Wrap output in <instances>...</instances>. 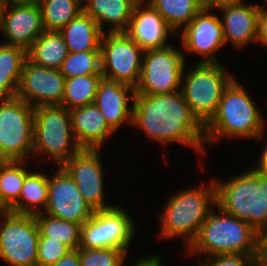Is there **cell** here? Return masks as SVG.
<instances>
[{"label":"cell","instance_id":"27","mask_svg":"<svg viewBox=\"0 0 267 266\" xmlns=\"http://www.w3.org/2000/svg\"><path fill=\"white\" fill-rule=\"evenodd\" d=\"M43 214V212L35 214L39 237L59 241L70 250H77L80 247V224Z\"/></svg>","mask_w":267,"mask_h":266},{"label":"cell","instance_id":"26","mask_svg":"<svg viewBox=\"0 0 267 266\" xmlns=\"http://www.w3.org/2000/svg\"><path fill=\"white\" fill-rule=\"evenodd\" d=\"M47 203L48 176L30 171L24 179L18 201L8 211L15 214L35 215L40 213L41 208L43 210L41 212H44Z\"/></svg>","mask_w":267,"mask_h":266},{"label":"cell","instance_id":"3","mask_svg":"<svg viewBox=\"0 0 267 266\" xmlns=\"http://www.w3.org/2000/svg\"><path fill=\"white\" fill-rule=\"evenodd\" d=\"M216 204L257 232L267 227V173L251 169L229 181L215 180Z\"/></svg>","mask_w":267,"mask_h":266},{"label":"cell","instance_id":"29","mask_svg":"<svg viewBox=\"0 0 267 266\" xmlns=\"http://www.w3.org/2000/svg\"><path fill=\"white\" fill-rule=\"evenodd\" d=\"M24 161L0 162V209L8 211L19 199L26 175Z\"/></svg>","mask_w":267,"mask_h":266},{"label":"cell","instance_id":"33","mask_svg":"<svg viewBox=\"0 0 267 266\" xmlns=\"http://www.w3.org/2000/svg\"><path fill=\"white\" fill-rule=\"evenodd\" d=\"M81 266H124L126 251L116 248H78Z\"/></svg>","mask_w":267,"mask_h":266},{"label":"cell","instance_id":"5","mask_svg":"<svg viewBox=\"0 0 267 266\" xmlns=\"http://www.w3.org/2000/svg\"><path fill=\"white\" fill-rule=\"evenodd\" d=\"M211 182L207 187L184 189L171 196L160 215V237L182 236L186 240V247H189L212 211L213 205H217L215 182Z\"/></svg>","mask_w":267,"mask_h":266},{"label":"cell","instance_id":"28","mask_svg":"<svg viewBox=\"0 0 267 266\" xmlns=\"http://www.w3.org/2000/svg\"><path fill=\"white\" fill-rule=\"evenodd\" d=\"M168 25L177 31L185 27L204 8L202 0H147ZM179 27V28H178Z\"/></svg>","mask_w":267,"mask_h":266},{"label":"cell","instance_id":"44","mask_svg":"<svg viewBox=\"0 0 267 266\" xmlns=\"http://www.w3.org/2000/svg\"><path fill=\"white\" fill-rule=\"evenodd\" d=\"M257 266H267V261H256Z\"/></svg>","mask_w":267,"mask_h":266},{"label":"cell","instance_id":"6","mask_svg":"<svg viewBox=\"0 0 267 266\" xmlns=\"http://www.w3.org/2000/svg\"><path fill=\"white\" fill-rule=\"evenodd\" d=\"M185 73L184 67L180 91L191 113L205 126L216 114L224 89L234 78L219 62H198Z\"/></svg>","mask_w":267,"mask_h":266},{"label":"cell","instance_id":"25","mask_svg":"<svg viewBox=\"0 0 267 266\" xmlns=\"http://www.w3.org/2000/svg\"><path fill=\"white\" fill-rule=\"evenodd\" d=\"M68 49L59 31H44L27 51V58L39 66L60 69Z\"/></svg>","mask_w":267,"mask_h":266},{"label":"cell","instance_id":"38","mask_svg":"<svg viewBox=\"0 0 267 266\" xmlns=\"http://www.w3.org/2000/svg\"><path fill=\"white\" fill-rule=\"evenodd\" d=\"M53 266H81L79 252L77 250H71Z\"/></svg>","mask_w":267,"mask_h":266},{"label":"cell","instance_id":"37","mask_svg":"<svg viewBox=\"0 0 267 266\" xmlns=\"http://www.w3.org/2000/svg\"><path fill=\"white\" fill-rule=\"evenodd\" d=\"M256 261H267V227L258 231Z\"/></svg>","mask_w":267,"mask_h":266},{"label":"cell","instance_id":"31","mask_svg":"<svg viewBox=\"0 0 267 266\" xmlns=\"http://www.w3.org/2000/svg\"><path fill=\"white\" fill-rule=\"evenodd\" d=\"M102 74L66 78L62 106L71 109L94 103Z\"/></svg>","mask_w":267,"mask_h":266},{"label":"cell","instance_id":"9","mask_svg":"<svg viewBox=\"0 0 267 266\" xmlns=\"http://www.w3.org/2000/svg\"><path fill=\"white\" fill-rule=\"evenodd\" d=\"M185 64V55L173 45L145 50L135 94L157 95L180 91Z\"/></svg>","mask_w":267,"mask_h":266},{"label":"cell","instance_id":"41","mask_svg":"<svg viewBox=\"0 0 267 266\" xmlns=\"http://www.w3.org/2000/svg\"><path fill=\"white\" fill-rule=\"evenodd\" d=\"M41 0H4L6 6L38 5Z\"/></svg>","mask_w":267,"mask_h":266},{"label":"cell","instance_id":"15","mask_svg":"<svg viewBox=\"0 0 267 266\" xmlns=\"http://www.w3.org/2000/svg\"><path fill=\"white\" fill-rule=\"evenodd\" d=\"M99 149L81 148L62 167L76 183L85 202L94 210H107L105 205L103 168Z\"/></svg>","mask_w":267,"mask_h":266},{"label":"cell","instance_id":"7","mask_svg":"<svg viewBox=\"0 0 267 266\" xmlns=\"http://www.w3.org/2000/svg\"><path fill=\"white\" fill-rule=\"evenodd\" d=\"M80 149L67 108L62 105L34 108L33 153L43 152L61 167Z\"/></svg>","mask_w":267,"mask_h":266},{"label":"cell","instance_id":"30","mask_svg":"<svg viewBox=\"0 0 267 266\" xmlns=\"http://www.w3.org/2000/svg\"><path fill=\"white\" fill-rule=\"evenodd\" d=\"M83 0H41L43 28L60 31L83 11Z\"/></svg>","mask_w":267,"mask_h":266},{"label":"cell","instance_id":"10","mask_svg":"<svg viewBox=\"0 0 267 266\" xmlns=\"http://www.w3.org/2000/svg\"><path fill=\"white\" fill-rule=\"evenodd\" d=\"M0 220V259L8 266H37L39 229L35 215L3 211Z\"/></svg>","mask_w":267,"mask_h":266},{"label":"cell","instance_id":"18","mask_svg":"<svg viewBox=\"0 0 267 266\" xmlns=\"http://www.w3.org/2000/svg\"><path fill=\"white\" fill-rule=\"evenodd\" d=\"M6 6L0 30L5 44L23 48L26 52L32 43L45 31L40 5Z\"/></svg>","mask_w":267,"mask_h":266},{"label":"cell","instance_id":"35","mask_svg":"<svg viewBox=\"0 0 267 266\" xmlns=\"http://www.w3.org/2000/svg\"><path fill=\"white\" fill-rule=\"evenodd\" d=\"M207 260L212 266H257L256 255L221 254Z\"/></svg>","mask_w":267,"mask_h":266},{"label":"cell","instance_id":"14","mask_svg":"<svg viewBox=\"0 0 267 266\" xmlns=\"http://www.w3.org/2000/svg\"><path fill=\"white\" fill-rule=\"evenodd\" d=\"M43 213L82 226L92 217L94 210L85 202L76 183L61 166L52 177H48V203Z\"/></svg>","mask_w":267,"mask_h":266},{"label":"cell","instance_id":"13","mask_svg":"<svg viewBox=\"0 0 267 266\" xmlns=\"http://www.w3.org/2000/svg\"><path fill=\"white\" fill-rule=\"evenodd\" d=\"M65 80L59 69L39 66L27 58L23 64L16 97L34 108L43 105H61Z\"/></svg>","mask_w":267,"mask_h":266},{"label":"cell","instance_id":"24","mask_svg":"<svg viewBox=\"0 0 267 266\" xmlns=\"http://www.w3.org/2000/svg\"><path fill=\"white\" fill-rule=\"evenodd\" d=\"M26 59L23 48L0 43V99L16 97Z\"/></svg>","mask_w":267,"mask_h":266},{"label":"cell","instance_id":"34","mask_svg":"<svg viewBox=\"0 0 267 266\" xmlns=\"http://www.w3.org/2000/svg\"><path fill=\"white\" fill-rule=\"evenodd\" d=\"M71 250L59 241L39 237L37 247V266H53Z\"/></svg>","mask_w":267,"mask_h":266},{"label":"cell","instance_id":"36","mask_svg":"<svg viewBox=\"0 0 267 266\" xmlns=\"http://www.w3.org/2000/svg\"><path fill=\"white\" fill-rule=\"evenodd\" d=\"M267 46V9L260 6L258 16V35L256 42Z\"/></svg>","mask_w":267,"mask_h":266},{"label":"cell","instance_id":"43","mask_svg":"<svg viewBox=\"0 0 267 266\" xmlns=\"http://www.w3.org/2000/svg\"><path fill=\"white\" fill-rule=\"evenodd\" d=\"M5 7H6V5H5L4 0H0V26L2 23V18L4 16Z\"/></svg>","mask_w":267,"mask_h":266},{"label":"cell","instance_id":"17","mask_svg":"<svg viewBox=\"0 0 267 266\" xmlns=\"http://www.w3.org/2000/svg\"><path fill=\"white\" fill-rule=\"evenodd\" d=\"M134 98V87L101 75L94 103L111 129L117 131L124 123L132 124ZM129 99H132L131 106Z\"/></svg>","mask_w":267,"mask_h":266},{"label":"cell","instance_id":"16","mask_svg":"<svg viewBox=\"0 0 267 266\" xmlns=\"http://www.w3.org/2000/svg\"><path fill=\"white\" fill-rule=\"evenodd\" d=\"M181 33L183 49L202 56L199 62L218 63L216 52L226 43L221 20L211 9L203 8Z\"/></svg>","mask_w":267,"mask_h":266},{"label":"cell","instance_id":"23","mask_svg":"<svg viewBox=\"0 0 267 266\" xmlns=\"http://www.w3.org/2000/svg\"><path fill=\"white\" fill-rule=\"evenodd\" d=\"M68 52L100 51L103 31L84 11L59 31Z\"/></svg>","mask_w":267,"mask_h":266},{"label":"cell","instance_id":"32","mask_svg":"<svg viewBox=\"0 0 267 266\" xmlns=\"http://www.w3.org/2000/svg\"><path fill=\"white\" fill-rule=\"evenodd\" d=\"M59 70L65 78L101 74L100 51L69 52Z\"/></svg>","mask_w":267,"mask_h":266},{"label":"cell","instance_id":"40","mask_svg":"<svg viewBox=\"0 0 267 266\" xmlns=\"http://www.w3.org/2000/svg\"><path fill=\"white\" fill-rule=\"evenodd\" d=\"M160 256L158 257L156 256H148V257H144V258H140L137 262L135 266H162L161 262H160Z\"/></svg>","mask_w":267,"mask_h":266},{"label":"cell","instance_id":"39","mask_svg":"<svg viewBox=\"0 0 267 266\" xmlns=\"http://www.w3.org/2000/svg\"><path fill=\"white\" fill-rule=\"evenodd\" d=\"M243 0H202L204 8L213 9L214 7L219 8L223 5L237 4Z\"/></svg>","mask_w":267,"mask_h":266},{"label":"cell","instance_id":"20","mask_svg":"<svg viewBox=\"0 0 267 266\" xmlns=\"http://www.w3.org/2000/svg\"><path fill=\"white\" fill-rule=\"evenodd\" d=\"M243 2L217 8L223 12L220 20L225 43L229 41L236 48H243L254 40L256 41L258 35L260 5H247Z\"/></svg>","mask_w":267,"mask_h":266},{"label":"cell","instance_id":"4","mask_svg":"<svg viewBox=\"0 0 267 266\" xmlns=\"http://www.w3.org/2000/svg\"><path fill=\"white\" fill-rule=\"evenodd\" d=\"M218 214L211 211L201 225L197 237L187 249L189 254L208 256L221 254L257 255L258 232L242 221L219 208Z\"/></svg>","mask_w":267,"mask_h":266},{"label":"cell","instance_id":"8","mask_svg":"<svg viewBox=\"0 0 267 266\" xmlns=\"http://www.w3.org/2000/svg\"><path fill=\"white\" fill-rule=\"evenodd\" d=\"M34 107L17 97L0 99V160L24 161L33 152Z\"/></svg>","mask_w":267,"mask_h":266},{"label":"cell","instance_id":"45","mask_svg":"<svg viewBox=\"0 0 267 266\" xmlns=\"http://www.w3.org/2000/svg\"><path fill=\"white\" fill-rule=\"evenodd\" d=\"M199 266H212L211 263L207 260V258H205L204 260V264H201Z\"/></svg>","mask_w":267,"mask_h":266},{"label":"cell","instance_id":"22","mask_svg":"<svg viewBox=\"0 0 267 266\" xmlns=\"http://www.w3.org/2000/svg\"><path fill=\"white\" fill-rule=\"evenodd\" d=\"M139 0H83V11L103 30L110 23L108 32H125L130 24L134 6ZM86 3V4H85Z\"/></svg>","mask_w":267,"mask_h":266},{"label":"cell","instance_id":"12","mask_svg":"<svg viewBox=\"0 0 267 266\" xmlns=\"http://www.w3.org/2000/svg\"><path fill=\"white\" fill-rule=\"evenodd\" d=\"M129 216L120 207L94 211L92 217L81 226L79 248H116L127 252L136 232Z\"/></svg>","mask_w":267,"mask_h":266},{"label":"cell","instance_id":"1","mask_svg":"<svg viewBox=\"0 0 267 266\" xmlns=\"http://www.w3.org/2000/svg\"><path fill=\"white\" fill-rule=\"evenodd\" d=\"M131 125L141 128L148 138L163 145L178 142L204 152V126L191 113L181 91L135 94Z\"/></svg>","mask_w":267,"mask_h":266},{"label":"cell","instance_id":"19","mask_svg":"<svg viewBox=\"0 0 267 266\" xmlns=\"http://www.w3.org/2000/svg\"><path fill=\"white\" fill-rule=\"evenodd\" d=\"M143 5L145 8H142ZM174 32L162 15L146 0L136 3L129 27L125 31L144 51L168 46V34Z\"/></svg>","mask_w":267,"mask_h":266},{"label":"cell","instance_id":"42","mask_svg":"<svg viewBox=\"0 0 267 266\" xmlns=\"http://www.w3.org/2000/svg\"><path fill=\"white\" fill-rule=\"evenodd\" d=\"M259 160H260L259 165L256 166L254 169L255 170H263L267 173V143H265V147L262 151V154H261V157Z\"/></svg>","mask_w":267,"mask_h":266},{"label":"cell","instance_id":"21","mask_svg":"<svg viewBox=\"0 0 267 266\" xmlns=\"http://www.w3.org/2000/svg\"><path fill=\"white\" fill-rule=\"evenodd\" d=\"M72 132L81 148L100 149L114 131L95 103L70 110Z\"/></svg>","mask_w":267,"mask_h":266},{"label":"cell","instance_id":"11","mask_svg":"<svg viewBox=\"0 0 267 266\" xmlns=\"http://www.w3.org/2000/svg\"><path fill=\"white\" fill-rule=\"evenodd\" d=\"M107 33H103L100 43L101 74L135 88L144 50L125 32Z\"/></svg>","mask_w":267,"mask_h":266},{"label":"cell","instance_id":"2","mask_svg":"<svg viewBox=\"0 0 267 266\" xmlns=\"http://www.w3.org/2000/svg\"><path fill=\"white\" fill-rule=\"evenodd\" d=\"M264 124L249 94L233 79L224 89L216 114L204 126L205 143L222 137L261 139Z\"/></svg>","mask_w":267,"mask_h":266}]
</instances>
